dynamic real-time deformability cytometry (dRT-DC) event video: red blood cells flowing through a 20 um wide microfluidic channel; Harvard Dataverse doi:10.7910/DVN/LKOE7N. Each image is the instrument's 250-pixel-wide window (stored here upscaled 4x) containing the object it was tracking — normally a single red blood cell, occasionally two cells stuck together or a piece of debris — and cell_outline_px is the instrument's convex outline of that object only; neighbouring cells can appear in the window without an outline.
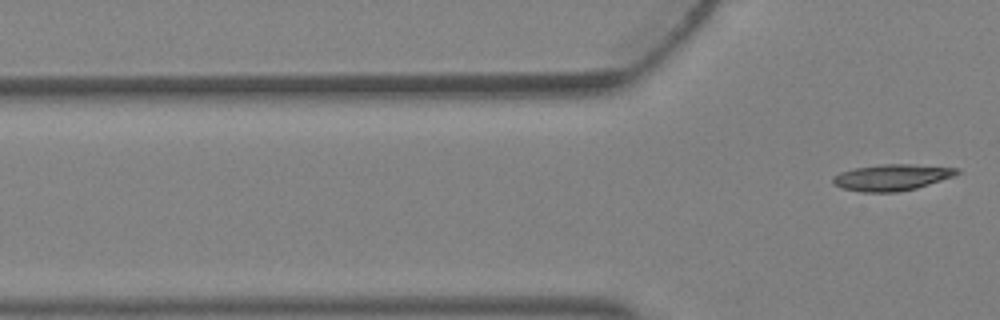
{"species": "Egyptian fruit bat (a non-hibernating species)", "species_latin": "Rousettus aegyptiacus", "temperature_condition": "warm", "stored_images_in_passage": 2, "camera_frame_rate_fps": 3000, "um_per_image_px": 0.085, "animal": {"sex": "female"}, "frame": {"image": 1, "passage_image": 2, "time_ms": 0.333, "image_size_px": [1000, 320], "cell_outline_px": [[960, 172], [952, 176], [916, 188], [896, 192], [864, 192], [840, 188], [832, 184], [832, 176], [840, 172], [856, 168], [884, 164], [912, 164], [960, 168]], "centroid_in_image_um": [75.76, 15.08], "position_along_channel_um": 50.0, "area_um2": 18.9}}